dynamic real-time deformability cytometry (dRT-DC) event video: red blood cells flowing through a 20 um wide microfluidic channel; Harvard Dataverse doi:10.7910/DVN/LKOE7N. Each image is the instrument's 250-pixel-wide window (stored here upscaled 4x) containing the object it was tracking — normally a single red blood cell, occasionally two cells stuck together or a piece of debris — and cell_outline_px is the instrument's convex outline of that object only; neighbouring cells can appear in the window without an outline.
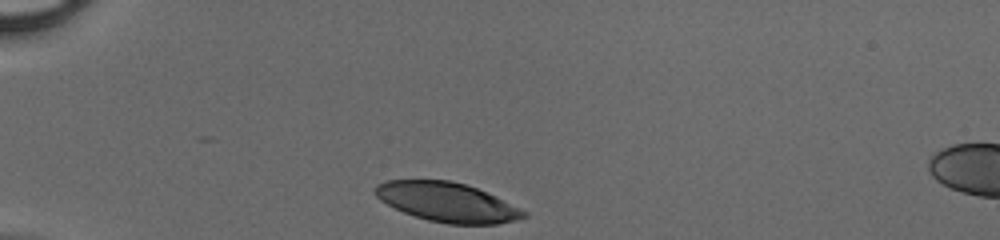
{"species": "human", "species_latin": "Homo sapiens", "temperature_condition": "cold", "stored_images_in_passage": 29, "camera_frame_rate_fps": 3000, "um_per_image_px": 0.085, "donor": {"sex": "male"}, "frame": {"image": 1, "passage_image": 1, "time_ms": 0.0, "image_size_px": [1000, 240], "cell_outline_px": [[528, 216], [516, 220], [496, 224], [448, 224], [428, 220], [404, 212], [380, 200], [376, 196], [372, 188], [376, 184], [388, 180], [452, 180], [476, 188], [520, 208], [528, 212]], "centroid_in_image_um": [37.99, 17.18], "position_along_channel_um": 47.0, "area_um2": 33.81}}
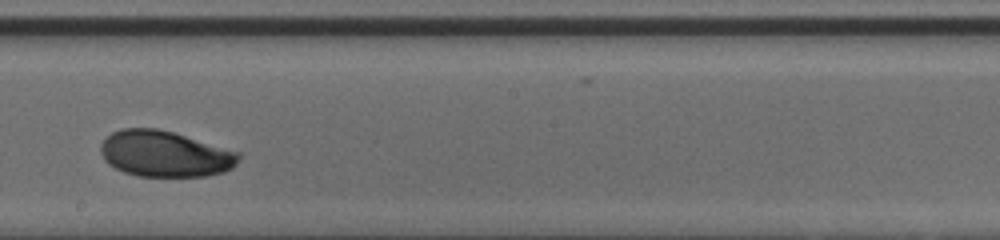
{"frame": {"image": 2, "passage_image": 17, "time_ms": 5.333, "image_size_px": [1000, 240], "cell_outline_px": [[240, 160], [232, 168], [224, 172], [204, 176], [136, 176], [124, 172], [108, 164], [104, 160], [100, 152], [100, 144], [112, 132], [120, 128], [156, 128], [172, 132], [240, 152]], "centroid_in_image_um": [14.0, 13.08], "position_along_channel_um": 234.2, "area_um2": 37.05}}
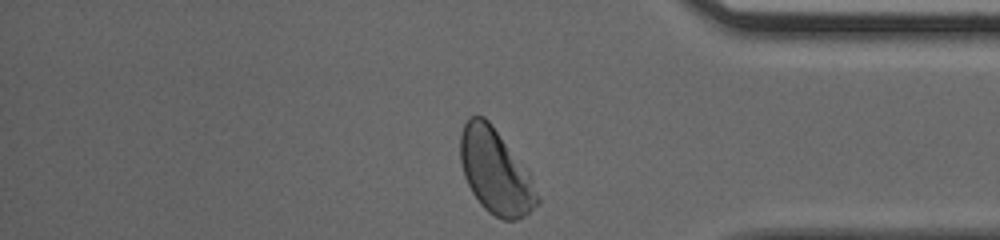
{"frame": {"image": 3, "passage_image": 29, "time_ms": 9.333, "image_size_px": [1000, 240], "cell_outline_px": [[540, 200], [524, 216], [516, 220], [504, 220], [488, 212], [480, 204], [472, 192], [464, 176], [460, 160], [460, 132], [468, 116], [484, 116], [492, 124], [528, 168], [540, 196]], "centroid_in_image_um": [42.13, 14.55], "position_along_channel_um": 393.1, "area_um2": 38.38}}